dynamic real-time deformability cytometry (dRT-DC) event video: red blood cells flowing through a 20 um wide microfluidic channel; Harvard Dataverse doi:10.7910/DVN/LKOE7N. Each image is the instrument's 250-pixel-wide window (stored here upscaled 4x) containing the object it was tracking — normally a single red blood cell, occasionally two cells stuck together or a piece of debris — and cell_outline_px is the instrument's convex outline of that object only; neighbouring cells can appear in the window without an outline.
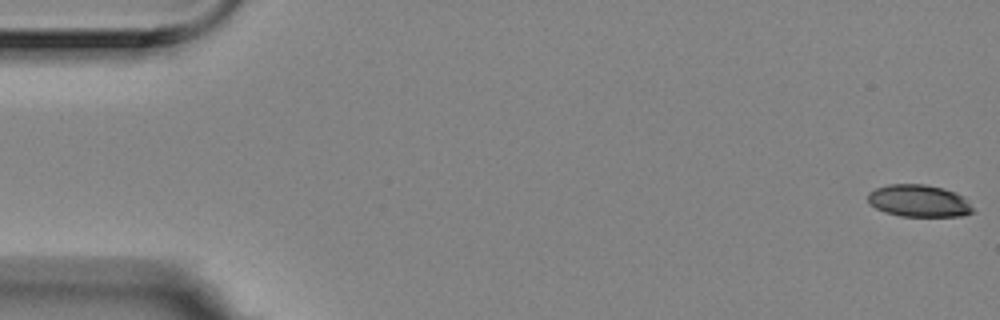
{"species": "Egyptian fruit bat (a non-hibernating species)", "species_latin": "Rousettus aegyptiacus", "temperature_condition": "room temperature", "stored_images_in_passage": 5, "camera_frame_rate_fps": 3000, "um_per_image_px": 0.085, "animal": {"sex": "female"}, "frame": {"image": 1, "passage_image": 1, "time_ms": 0.0, "image_size_px": [1000, 320], "cell_outline_px": [[976, 212], [960, 216], [900, 216], [884, 212], [876, 208], [868, 200], [868, 192], [876, 188], [888, 184], [924, 184], [944, 188], [956, 192]], "centroid_in_image_um": [78.07, 17.07], "position_along_channel_um": 6.9, "area_um2": 19.54}}